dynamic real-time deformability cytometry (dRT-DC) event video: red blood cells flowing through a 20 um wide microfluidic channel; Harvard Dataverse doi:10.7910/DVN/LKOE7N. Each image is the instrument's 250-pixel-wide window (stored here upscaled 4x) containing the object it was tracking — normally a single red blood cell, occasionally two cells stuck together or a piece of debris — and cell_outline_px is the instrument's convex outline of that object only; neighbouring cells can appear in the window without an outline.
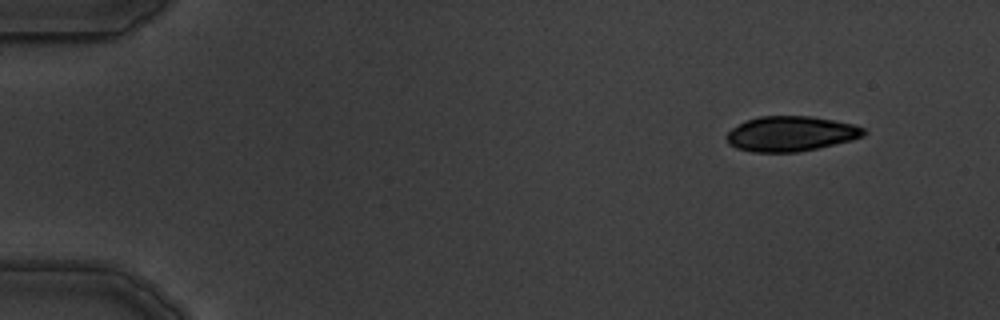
{"species": "common noctule bat (a hibernating species)", "species_latin": "Nyctalus noctula", "temperature_condition": "warm", "stored_images_in_passage": 5, "camera_frame_rate_fps": 3000, "um_per_image_px": 0.085, "animal": {"sex": "male", "body_mass_g": 19.5, "forearm_length_mm": 54.6}, "frame": {"image": 1, "passage_image": 1, "time_ms": 0.0, "image_size_px": [1000, 320], "cell_outline_px": [[868, 132], [864, 136], [852, 140], [800, 152], [752, 152], [736, 148], [728, 144], [724, 136], [732, 128], [744, 120], [760, 116], [812, 116], [852, 124], [864, 128]], "centroid_in_image_um": [67.19, 11.37], "position_along_channel_um": 17.8, "area_um2": 28.26}}
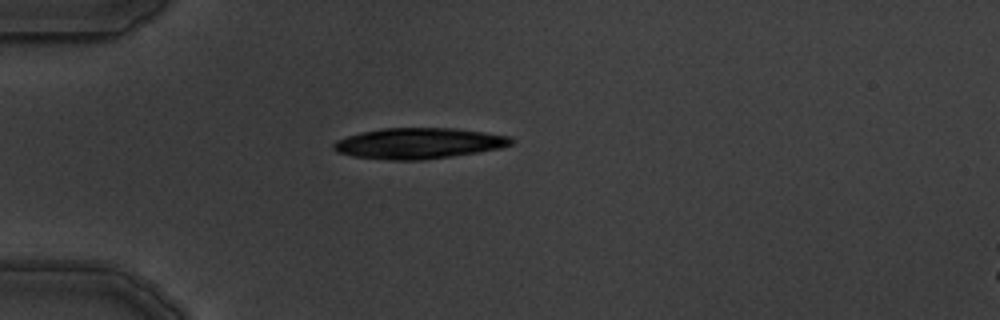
{"frame": {"image": 2, "passage_image": 4, "time_ms": 3.333, "image_size_px": [1000, 320], "cell_outline_px": [[516, 140], [512, 144], [500, 148], [476, 152], [424, 160], [392, 160], [352, 156], [336, 152], [332, 148], [332, 144], [336, 140], [360, 132], [380, 128], [456, 128], [512, 136]], "centroid_in_image_um": [35.58, 12.17], "position_along_channel_um": 49.4, "area_um2": 32.02}}